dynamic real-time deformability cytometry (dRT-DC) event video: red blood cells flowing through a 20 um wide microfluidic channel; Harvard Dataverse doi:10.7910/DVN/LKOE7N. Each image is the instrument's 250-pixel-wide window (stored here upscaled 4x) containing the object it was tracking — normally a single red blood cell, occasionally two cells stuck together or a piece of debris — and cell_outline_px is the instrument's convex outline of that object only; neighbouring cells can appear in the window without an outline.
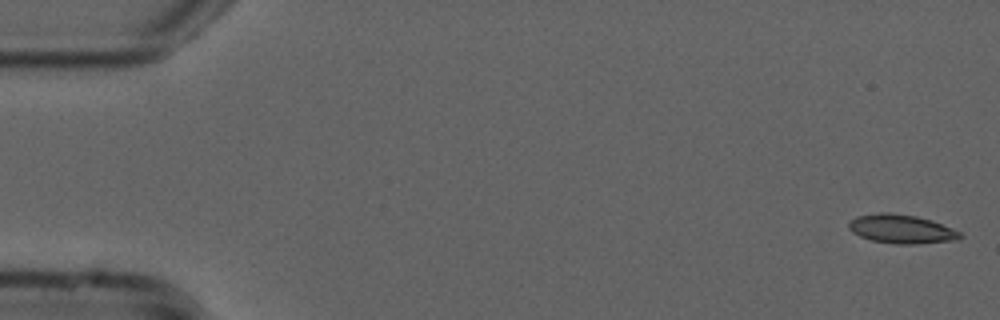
{"species": "common noctule bat (a hibernating species)", "species_latin": "Nyctalus noctula", "temperature_condition": "cold", "stored_images_in_passage": 53, "camera_frame_rate_fps": 3000, "um_per_image_px": 0.085, "animal": {"sex": "male", "forearm_length_mm": 52.5}, "frame": {"image": 1, "passage_image": 1, "time_ms": 0.0, "image_size_px": [1000, 320], "cell_outline_px": [[964, 236], [960, 240], [916, 244], [896, 244], [872, 240], [860, 236], [852, 232], [848, 228], [848, 224], [856, 216], [880, 212], [888, 212], [916, 216], [932, 220], [960, 232]], "centroid_in_image_um": [76.64, 19.47], "position_along_channel_um": 8.4, "area_um2": 18.79}}
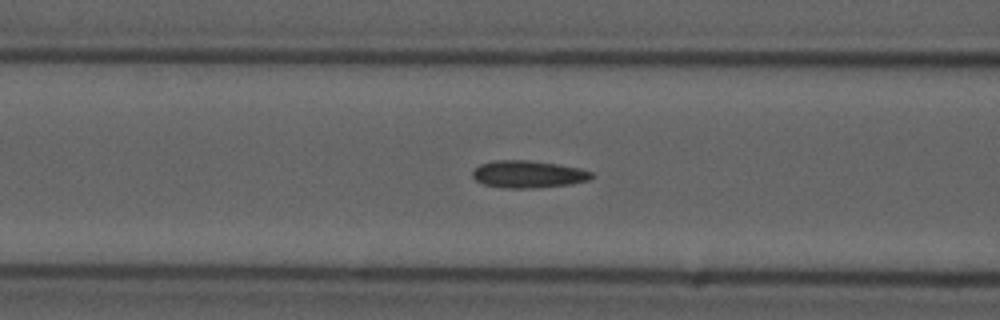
{"frame": {"image": 2, "passage_image": 21, "time_ms": 6.667, "image_size_px": [1000, 320], "cell_outline_px": [[596, 176], [588, 180], [572, 184], [536, 188], [504, 188], [484, 184], [476, 180], [472, 176], [472, 172], [480, 164], [492, 160], [528, 160], [560, 164], [580, 168], [592, 172]], "centroid_in_image_um": [44.93, 14.8], "position_along_channel_um": 121.7, "area_um2": 19.13}}
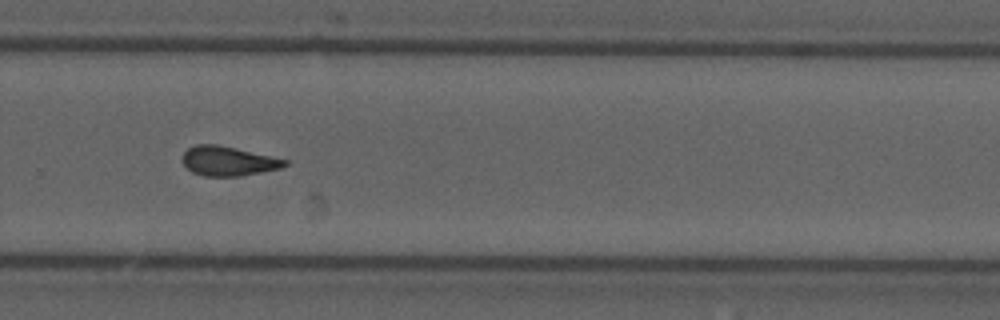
{"frame": {"image": 3, "passage_image": 36, "time_ms": 11.667, "image_size_px": [1000, 320], "cell_outline_px": [[288, 164], [284, 168], [236, 176], [204, 176], [192, 172], [180, 160], [184, 152], [188, 148], [196, 144], [216, 144], [236, 148], [272, 156], [288, 160]], "centroid_in_image_um": [19.39, 13.68], "position_along_channel_um": 310.4, "area_um2": 17.63}, "authors_computed_cell_mechanics": {"area_um2": 17.8602, "velocity_mm_per_s": 3.7841, "shape_relaxation_time_tau1_ms": null, "shape_relaxation_time_tau2_ms": 3.1165, "deformation_change_tau1": null, "deformation_change_tau2": 0.0925}}